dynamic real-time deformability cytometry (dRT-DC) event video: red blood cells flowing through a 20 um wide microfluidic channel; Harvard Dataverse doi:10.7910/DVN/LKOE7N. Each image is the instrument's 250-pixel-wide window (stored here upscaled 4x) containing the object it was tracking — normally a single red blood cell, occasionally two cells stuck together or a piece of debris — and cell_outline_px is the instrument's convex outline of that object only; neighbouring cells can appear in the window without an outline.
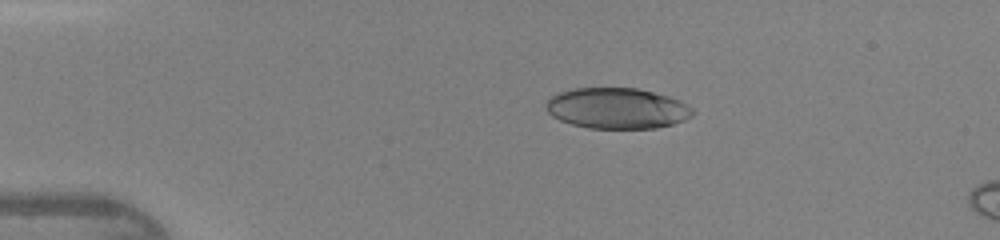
{"species": "human", "species_latin": "Homo sapiens", "temperature_condition": "warm", "stored_images_in_passage": 16, "camera_frame_rate_fps": 3000, "um_per_image_px": 0.085, "donor": {"sex": "female"}, "frame": {"image": 1, "passage_image": 10, "time_ms": 3.0, "image_size_px": [1000, 240], "cell_outline_px": [[696, 112], [692, 116], [684, 120], [672, 124], [656, 128], [588, 128], [572, 124], [560, 120], [552, 116], [544, 108], [548, 100], [552, 96], [560, 92], [572, 88], [636, 88], [668, 96], [680, 100], [688, 104]], "centroid_in_image_um": [52.46, 9.2], "position_along_channel_um": 32.5, "area_um2": 34.91}}